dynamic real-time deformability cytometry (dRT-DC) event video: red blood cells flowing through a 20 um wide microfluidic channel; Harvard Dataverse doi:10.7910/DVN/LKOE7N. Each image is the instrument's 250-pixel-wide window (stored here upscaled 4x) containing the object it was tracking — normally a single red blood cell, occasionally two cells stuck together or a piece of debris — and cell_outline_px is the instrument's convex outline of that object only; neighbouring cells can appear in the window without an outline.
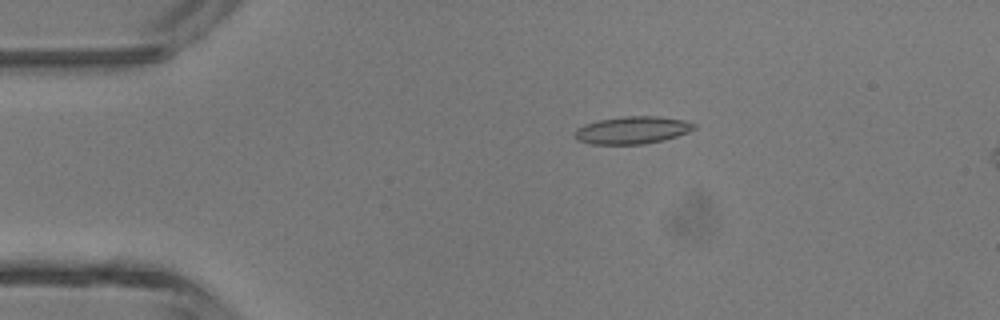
{"species": "common noctule bat (a hibernating species)", "species_latin": "Nyctalus noctula", "temperature_condition": "room temperature", "stored_images_in_passage": 5, "camera_frame_rate_fps": 3000, "um_per_image_px": 0.085, "animal": {"sex": "male", "body_mass_g": 13.3}, "frame": {"image": 1, "passage_image": 3, "time_ms": 0.667, "image_size_px": [1000, 320], "cell_outline_px": [[696, 128], [688, 132], [664, 140], [644, 144], [592, 144], [576, 140], [576, 128], [584, 124], [600, 120], [624, 116], [656, 116], [684, 120], [696, 124]], "centroid_in_image_um": [53.76, 11.06], "position_along_channel_um": 31.2, "area_um2": 19.02}}